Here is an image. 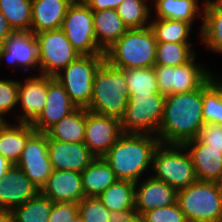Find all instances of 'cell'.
<instances>
[{
	"instance_id": "obj_1",
	"label": "cell",
	"mask_w": 222,
	"mask_h": 222,
	"mask_svg": "<svg viewBox=\"0 0 222 222\" xmlns=\"http://www.w3.org/2000/svg\"><path fill=\"white\" fill-rule=\"evenodd\" d=\"M202 108V86L191 92L167 95L156 135L159 142L184 145L197 138L204 126Z\"/></svg>"
},
{
	"instance_id": "obj_2",
	"label": "cell",
	"mask_w": 222,
	"mask_h": 222,
	"mask_svg": "<svg viewBox=\"0 0 222 222\" xmlns=\"http://www.w3.org/2000/svg\"><path fill=\"white\" fill-rule=\"evenodd\" d=\"M159 144L156 135L123 133L103 158L118 180L137 183L152 168L153 153Z\"/></svg>"
},
{
	"instance_id": "obj_3",
	"label": "cell",
	"mask_w": 222,
	"mask_h": 222,
	"mask_svg": "<svg viewBox=\"0 0 222 222\" xmlns=\"http://www.w3.org/2000/svg\"><path fill=\"white\" fill-rule=\"evenodd\" d=\"M129 90L123 69L104 60L93 81V94L89 112L120 119L127 107Z\"/></svg>"
},
{
	"instance_id": "obj_4",
	"label": "cell",
	"mask_w": 222,
	"mask_h": 222,
	"mask_svg": "<svg viewBox=\"0 0 222 222\" xmlns=\"http://www.w3.org/2000/svg\"><path fill=\"white\" fill-rule=\"evenodd\" d=\"M157 41L150 26L128 29L105 51V60L120 69L155 65Z\"/></svg>"
},
{
	"instance_id": "obj_5",
	"label": "cell",
	"mask_w": 222,
	"mask_h": 222,
	"mask_svg": "<svg viewBox=\"0 0 222 222\" xmlns=\"http://www.w3.org/2000/svg\"><path fill=\"white\" fill-rule=\"evenodd\" d=\"M152 171V177L177 191L198 180L192 157L184 145L160 143L153 153Z\"/></svg>"
},
{
	"instance_id": "obj_6",
	"label": "cell",
	"mask_w": 222,
	"mask_h": 222,
	"mask_svg": "<svg viewBox=\"0 0 222 222\" xmlns=\"http://www.w3.org/2000/svg\"><path fill=\"white\" fill-rule=\"evenodd\" d=\"M188 222H222V197L217 182L199 181L177 193Z\"/></svg>"
},
{
	"instance_id": "obj_7",
	"label": "cell",
	"mask_w": 222,
	"mask_h": 222,
	"mask_svg": "<svg viewBox=\"0 0 222 222\" xmlns=\"http://www.w3.org/2000/svg\"><path fill=\"white\" fill-rule=\"evenodd\" d=\"M165 98L161 93L132 95L119 119L121 131L157 135L164 115Z\"/></svg>"
},
{
	"instance_id": "obj_8",
	"label": "cell",
	"mask_w": 222,
	"mask_h": 222,
	"mask_svg": "<svg viewBox=\"0 0 222 222\" xmlns=\"http://www.w3.org/2000/svg\"><path fill=\"white\" fill-rule=\"evenodd\" d=\"M104 60L105 55H80L54 76L77 107L90 104L94 76Z\"/></svg>"
},
{
	"instance_id": "obj_9",
	"label": "cell",
	"mask_w": 222,
	"mask_h": 222,
	"mask_svg": "<svg viewBox=\"0 0 222 222\" xmlns=\"http://www.w3.org/2000/svg\"><path fill=\"white\" fill-rule=\"evenodd\" d=\"M93 21V11L75 0L63 19L61 30L80 55H105L97 44Z\"/></svg>"
},
{
	"instance_id": "obj_10",
	"label": "cell",
	"mask_w": 222,
	"mask_h": 222,
	"mask_svg": "<svg viewBox=\"0 0 222 222\" xmlns=\"http://www.w3.org/2000/svg\"><path fill=\"white\" fill-rule=\"evenodd\" d=\"M196 56L185 65H154L157 84L161 94L187 93L200 88L214 72L196 61Z\"/></svg>"
},
{
	"instance_id": "obj_11",
	"label": "cell",
	"mask_w": 222,
	"mask_h": 222,
	"mask_svg": "<svg viewBox=\"0 0 222 222\" xmlns=\"http://www.w3.org/2000/svg\"><path fill=\"white\" fill-rule=\"evenodd\" d=\"M35 37L40 75L54 77L80 56L61 29L42 31L35 34Z\"/></svg>"
},
{
	"instance_id": "obj_12",
	"label": "cell",
	"mask_w": 222,
	"mask_h": 222,
	"mask_svg": "<svg viewBox=\"0 0 222 222\" xmlns=\"http://www.w3.org/2000/svg\"><path fill=\"white\" fill-rule=\"evenodd\" d=\"M40 190L46 184L53 168L48 154L46 133L35 132L26 143L15 164Z\"/></svg>"
},
{
	"instance_id": "obj_13",
	"label": "cell",
	"mask_w": 222,
	"mask_h": 222,
	"mask_svg": "<svg viewBox=\"0 0 222 222\" xmlns=\"http://www.w3.org/2000/svg\"><path fill=\"white\" fill-rule=\"evenodd\" d=\"M122 134L119 119L86 109L84 144L95 157H103Z\"/></svg>"
},
{
	"instance_id": "obj_14",
	"label": "cell",
	"mask_w": 222,
	"mask_h": 222,
	"mask_svg": "<svg viewBox=\"0 0 222 222\" xmlns=\"http://www.w3.org/2000/svg\"><path fill=\"white\" fill-rule=\"evenodd\" d=\"M77 106L70 100L69 94L53 76H47L46 104L43 111L31 123L37 132L45 133L51 126L73 112Z\"/></svg>"
},
{
	"instance_id": "obj_15",
	"label": "cell",
	"mask_w": 222,
	"mask_h": 222,
	"mask_svg": "<svg viewBox=\"0 0 222 222\" xmlns=\"http://www.w3.org/2000/svg\"><path fill=\"white\" fill-rule=\"evenodd\" d=\"M5 59L10 67H20L25 71L39 69L38 45L35 34L13 32L0 49V61Z\"/></svg>"
},
{
	"instance_id": "obj_16",
	"label": "cell",
	"mask_w": 222,
	"mask_h": 222,
	"mask_svg": "<svg viewBox=\"0 0 222 222\" xmlns=\"http://www.w3.org/2000/svg\"><path fill=\"white\" fill-rule=\"evenodd\" d=\"M39 192L40 189L24 172L13 165L5 176L0 178V210L13 211Z\"/></svg>"
},
{
	"instance_id": "obj_17",
	"label": "cell",
	"mask_w": 222,
	"mask_h": 222,
	"mask_svg": "<svg viewBox=\"0 0 222 222\" xmlns=\"http://www.w3.org/2000/svg\"><path fill=\"white\" fill-rule=\"evenodd\" d=\"M38 75V76H37ZM33 75L25 78L24 82L18 80V105L21 114L17 122L32 123L43 111L47 95V75Z\"/></svg>"
},
{
	"instance_id": "obj_18",
	"label": "cell",
	"mask_w": 222,
	"mask_h": 222,
	"mask_svg": "<svg viewBox=\"0 0 222 222\" xmlns=\"http://www.w3.org/2000/svg\"><path fill=\"white\" fill-rule=\"evenodd\" d=\"M48 154L53 170L82 173L96 158L83 143H68L48 138Z\"/></svg>"
},
{
	"instance_id": "obj_19",
	"label": "cell",
	"mask_w": 222,
	"mask_h": 222,
	"mask_svg": "<svg viewBox=\"0 0 222 222\" xmlns=\"http://www.w3.org/2000/svg\"><path fill=\"white\" fill-rule=\"evenodd\" d=\"M178 191L167 183L149 175L135 183V209L139 216L160 207L177 203Z\"/></svg>"
},
{
	"instance_id": "obj_20",
	"label": "cell",
	"mask_w": 222,
	"mask_h": 222,
	"mask_svg": "<svg viewBox=\"0 0 222 222\" xmlns=\"http://www.w3.org/2000/svg\"><path fill=\"white\" fill-rule=\"evenodd\" d=\"M40 192L52 202L79 203L84 197L80 172L53 170Z\"/></svg>"
},
{
	"instance_id": "obj_21",
	"label": "cell",
	"mask_w": 222,
	"mask_h": 222,
	"mask_svg": "<svg viewBox=\"0 0 222 222\" xmlns=\"http://www.w3.org/2000/svg\"><path fill=\"white\" fill-rule=\"evenodd\" d=\"M184 146L190 153L199 181L218 182L222 178V149L210 148L197 138Z\"/></svg>"
},
{
	"instance_id": "obj_22",
	"label": "cell",
	"mask_w": 222,
	"mask_h": 222,
	"mask_svg": "<svg viewBox=\"0 0 222 222\" xmlns=\"http://www.w3.org/2000/svg\"><path fill=\"white\" fill-rule=\"evenodd\" d=\"M74 0H32L31 32L61 29L63 19Z\"/></svg>"
},
{
	"instance_id": "obj_23",
	"label": "cell",
	"mask_w": 222,
	"mask_h": 222,
	"mask_svg": "<svg viewBox=\"0 0 222 222\" xmlns=\"http://www.w3.org/2000/svg\"><path fill=\"white\" fill-rule=\"evenodd\" d=\"M36 132L31 123L10 121L0 130V154L14 165L26 146L27 140Z\"/></svg>"
},
{
	"instance_id": "obj_24",
	"label": "cell",
	"mask_w": 222,
	"mask_h": 222,
	"mask_svg": "<svg viewBox=\"0 0 222 222\" xmlns=\"http://www.w3.org/2000/svg\"><path fill=\"white\" fill-rule=\"evenodd\" d=\"M93 20L97 44L104 52L128 30L116 9L93 12Z\"/></svg>"
},
{
	"instance_id": "obj_25",
	"label": "cell",
	"mask_w": 222,
	"mask_h": 222,
	"mask_svg": "<svg viewBox=\"0 0 222 222\" xmlns=\"http://www.w3.org/2000/svg\"><path fill=\"white\" fill-rule=\"evenodd\" d=\"M85 197H98L118 178L103 157H96L81 173Z\"/></svg>"
},
{
	"instance_id": "obj_26",
	"label": "cell",
	"mask_w": 222,
	"mask_h": 222,
	"mask_svg": "<svg viewBox=\"0 0 222 222\" xmlns=\"http://www.w3.org/2000/svg\"><path fill=\"white\" fill-rule=\"evenodd\" d=\"M199 37L210 51L222 54V9L213 1L205 0Z\"/></svg>"
},
{
	"instance_id": "obj_27",
	"label": "cell",
	"mask_w": 222,
	"mask_h": 222,
	"mask_svg": "<svg viewBox=\"0 0 222 222\" xmlns=\"http://www.w3.org/2000/svg\"><path fill=\"white\" fill-rule=\"evenodd\" d=\"M86 108L77 107L45 133L47 138L68 142L83 143L85 139Z\"/></svg>"
},
{
	"instance_id": "obj_28",
	"label": "cell",
	"mask_w": 222,
	"mask_h": 222,
	"mask_svg": "<svg viewBox=\"0 0 222 222\" xmlns=\"http://www.w3.org/2000/svg\"><path fill=\"white\" fill-rule=\"evenodd\" d=\"M155 17L159 19L181 20L193 25L196 18L203 19V8L199 0H154ZM201 8V9H200Z\"/></svg>"
},
{
	"instance_id": "obj_29",
	"label": "cell",
	"mask_w": 222,
	"mask_h": 222,
	"mask_svg": "<svg viewBox=\"0 0 222 222\" xmlns=\"http://www.w3.org/2000/svg\"><path fill=\"white\" fill-rule=\"evenodd\" d=\"M202 107L204 124L222 126V79L216 74L202 85Z\"/></svg>"
},
{
	"instance_id": "obj_30",
	"label": "cell",
	"mask_w": 222,
	"mask_h": 222,
	"mask_svg": "<svg viewBox=\"0 0 222 222\" xmlns=\"http://www.w3.org/2000/svg\"><path fill=\"white\" fill-rule=\"evenodd\" d=\"M0 12L13 32L31 31L32 0H0Z\"/></svg>"
},
{
	"instance_id": "obj_31",
	"label": "cell",
	"mask_w": 222,
	"mask_h": 222,
	"mask_svg": "<svg viewBox=\"0 0 222 222\" xmlns=\"http://www.w3.org/2000/svg\"><path fill=\"white\" fill-rule=\"evenodd\" d=\"M98 198L109 211L135 208V183L118 180L104 190Z\"/></svg>"
},
{
	"instance_id": "obj_32",
	"label": "cell",
	"mask_w": 222,
	"mask_h": 222,
	"mask_svg": "<svg viewBox=\"0 0 222 222\" xmlns=\"http://www.w3.org/2000/svg\"><path fill=\"white\" fill-rule=\"evenodd\" d=\"M157 42L191 43L192 25L188 22L174 19L155 18L150 21Z\"/></svg>"
},
{
	"instance_id": "obj_33",
	"label": "cell",
	"mask_w": 222,
	"mask_h": 222,
	"mask_svg": "<svg viewBox=\"0 0 222 222\" xmlns=\"http://www.w3.org/2000/svg\"><path fill=\"white\" fill-rule=\"evenodd\" d=\"M191 46L192 43L157 42L155 65H185L197 55Z\"/></svg>"
},
{
	"instance_id": "obj_34",
	"label": "cell",
	"mask_w": 222,
	"mask_h": 222,
	"mask_svg": "<svg viewBox=\"0 0 222 222\" xmlns=\"http://www.w3.org/2000/svg\"><path fill=\"white\" fill-rule=\"evenodd\" d=\"M53 202L39 192L12 212L16 222H48Z\"/></svg>"
},
{
	"instance_id": "obj_35",
	"label": "cell",
	"mask_w": 222,
	"mask_h": 222,
	"mask_svg": "<svg viewBox=\"0 0 222 222\" xmlns=\"http://www.w3.org/2000/svg\"><path fill=\"white\" fill-rule=\"evenodd\" d=\"M129 90L132 95H154L160 93L154 67L123 69Z\"/></svg>"
},
{
	"instance_id": "obj_36",
	"label": "cell",
	"mask_w": 222,
	"mask_h": 222,
	"mask_svg": "<svg viewBox=\"0 0 222 222\" xmlns=\"http://www.w3.org/2000/svg\"><path fill=\"white\" fill-rule=\"evenodd\" d=\"M150 10L146 0H124L116 9L128 29L150 26Z\"/></svg>"
},
{
	"instance_id": "obj_37",
	"label": "cell",
	"mask_w": 222,
	"mask_h": 222,
	"mask_svg": "<svg viewBox=\"0 0 222 222\" xmlns=\"http://www.w3.org/2000/svg\"><path fill=\"white\" fill-rule=\"evenodd\" d=\"M79 214L85 222H109L110 212L98 197H84L79 203Z\"/></svg>"
},
{
	"instance_id": "obj_38",
	"label": "cell",
	"mask_w": 222,
	"mask_h": 222,
	"mask_svg": "<svg viewBox=\"0 0 222 222\" xmlns=\"http://www.w3.org/2000/svg\"><path fill=\"white\" fill-rule=\"evenodd\" d=\"M144 222H188L178 203L151 209L141 215Z\"/></svg>"
},
{
	"instance_id": "obj_39",
	"label": "cell",
	"mask_w": 222,
	"mask_h": 222,
	"mask_svg": "<svg viewBox=\"0 0 222 222\" xmlns=\"http://www.w3.org/2000/svg\"><path fill=\"white\" fill-rule=\"evenodd\" d=\"M18 105V80L0 79V114L4 117Z\"/></svg>"
},
{
	"instance_id": "obj_40",
	"label": "cell",
	"mask_w": 222,
	"mask_h": 222,
	"mask_svg": "<svg viewBox=\"0 0 222 222\" xmlns=\"http://www.w3.org/2000/svg\"><path fill=\"white\" fill-rule=\"evenodd\" d=\"M79 214V204L71 202H53L48 222H70Z\"/></svg>"
},
{
	"instance_id": "obj_41",
	"label": "cell",
	"mask_w": 222,
	"mask_h": 222,
	"mask_svg": "<svg viewBox=\"0 0 222 222\" xmlns=\"http://www.w3.org/2000/svg\"><path fill=\"white\" fill-rule=\"evenodd\" d=\"M197 139L210 148L222 149V126L212 123L204 124Z\"/></svg>"
},
{
	"instance_id": "obj_42",
	"label": "cell",
	"mask_w": 222,
	"mask_h": 222,
	"mask_svg": "<svg viewBox=\"0 0 222 222\" xmlns=\"http://www.w3.org/2000/svg\"><path fill=\"white\" fill-rule=\"evenodd\" d=\"M124 0H85L84 3L93 11L117 9Z\"/></svg>"
},
{
	"instance_id": "obj_43",
	"label": "cell",
	"mask_w": 222,
	"mask_h": 222,
	"mask_svg": "<svg viewBox=\"0 0 222 222\" xmlns=\"http://www.w3.org/2000/svg\"><path fill=\"white\" fill-rule=\"evenodd\" d=\"M139 215L135 208L126 210L111 211L109 215V222H132Z\"/></svg>"
},
{
	"instance_id": "obj_44",
	"label": "cell",
	"mask_w": 222,
	"mask_h": 222,
	"mask_svg": "<svg viewBox=\"0 0 222 222\" xmlns=\"http://www.w3.org/2000/svg\"><path fill=\"white\" fill-rule=\"evenodd\" d=\"M13 33L6 18L0 12V49L4 46L7 38Z\"/></svg>"
},
{
	"instance_id": "obj_45",
	"label": "cell",
	"mask_w": 222,
	"mask_h": 222,
	"mask_svg": "<svg viewBox=\"0 0 222 222\" xmlns=\"http://www.w3.org/2000/svg\"><path fill=\"white\" fill-rule=\"evenodd\" d=\"M8 159L0 154V178L4 177L7 171L13 166Z\"/></svg>"
},
{
	"instance_id": "obj_46",
	"label": "cell",
	"mask_w": 222,
	"mask_h": 222,
	"mask_svg": "<svg viewBox=\"0 0 222 222\" xmlns=\"http://www.w3.org/2000/svg\"><path fill=\"white\" fill-rule=\"evenodd\" d=\"M0 222H16L13 212L10 210H0Z\"/></svg>"
},
{
	"instance_id": "obj_47",
	"label": "cell",
	"mask_w": 222,
	"mask_h": 222,
	"mask_svg": "<svg viewBox=\"0 0 222 222\" xmlns=\"http://www.w3.org/2000/svg\"><path fill=\"white\" fill-rule=\"evenodd\" d=\"M7 122L8 121L6 120V118L0 114V130L6 125Z\"/></svg>"
},
{
	"instance_id": "obj_48",
	"label": "cell",
	"mask_w": 222,
	"mask_h": 222,
	"mask_svg": "<svg viewBox=\"0 0 222 222\" xmlns=\"http://www.w3.org/2000/svg\"><path fill=\"white\" fill-rule=\"evenodd\" d=\"M70 222H85L80 214H78L73 220Z\"/></svg>"
},
{
	"instance_id": "obj_49",
	"label": "cell",
	"mask_w": 222,
	"mask_h": 222,
	"mask_svg": "<svg viewBox=\"0 0 222 222\" xmlns=\"http://www.w3.org/2000/svg\"><path fill=\"white\" fill-rule=\"evenodd\" d=\"M132 222H144V220H143V218L141 216H138Z\"/></svg>"
},
{
	"instance_id": "obj_50",
	"label": "cell",
	"mask_w": 222,
	"mask_h": 222,
	"mask_svg": "<svg viewBox=\"0 0 222 222\" xmlns=\"http://www.w3.org/2000/svg\"><path fill=\"white\" fill-rule=\"evenodd\" d=\"M217 183L219 185V189H220L221 197H222V178Z\"/></svg>"
},
{
	"instance_id": "obj_51",
	"label": "cell",
	"mask_w": 222,
	"mask_h": 222,
	"mask_svg": "<svg viewBox=\"0 0 222 222\" xmlns=\"http://www.w3.org/2000/svg\"><path fill=\"white\" fill-rule=\"evenodd\" d=\"M222 9V0H213Z\"/></svg>"
}]
</instances>
